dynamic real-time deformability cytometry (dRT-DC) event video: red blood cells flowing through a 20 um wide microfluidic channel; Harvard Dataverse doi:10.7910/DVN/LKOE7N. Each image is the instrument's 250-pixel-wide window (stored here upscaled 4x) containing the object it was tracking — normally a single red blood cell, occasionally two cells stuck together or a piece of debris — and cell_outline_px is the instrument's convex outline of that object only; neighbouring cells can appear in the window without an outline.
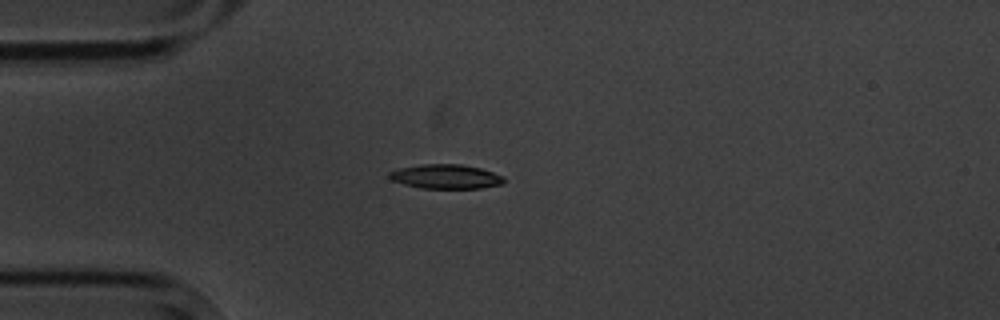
{"species": "common noctule bat (a hibernating species)", "species_latin": "Nyctalus noctula", "temperature_condition": "cold", "stored_images_in_passage": 6, "camera_frame_rate_fps": 3000, "um_per_image_px": 0.085, "animal": {"sex": "male", "body_mass_g": 20.1, "forearm_length_mm": 53.5}, "frame": {"image": 1, "passage_image": 2, "time_ms": 1.333, "image_size_px": [1000, 320], "cell_outline_px": [[504, 184], [480, 188], [420, 188], [404, 184], [392, 180], [388, 176], [388, 172], [400, 168], [420, 164], [460, 164], [480, 168], [504, 176]], "centroid_in_image_um": [37.89, 15.01], "position_along_channel_um": 47.1, "area_um2": 16.24}}
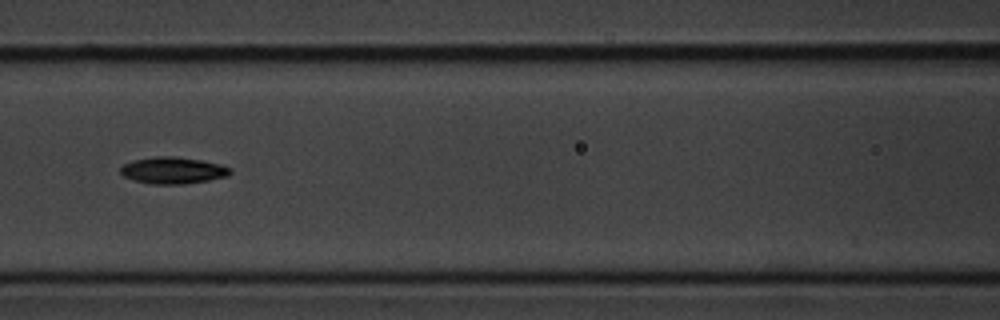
{"frame": {"image": 2, "passage_image": 5, "time_ms": 4.667, "image_size_px": [1000, 320], "cell_outline_px": [[232, 172], [228, 176], [208, 180], [184, 184], [152, 184], [136, 180], [124, 176], [120, 172], [120, 168], [124, 164], [132, 160], [156, 156], [176, 156], [200, 160], [220, 164], [232, 168]], "centroid_in_image_um": [14.72, 14.47], "position_along_channel_um": 151.9, "area_um2": 17.05}}
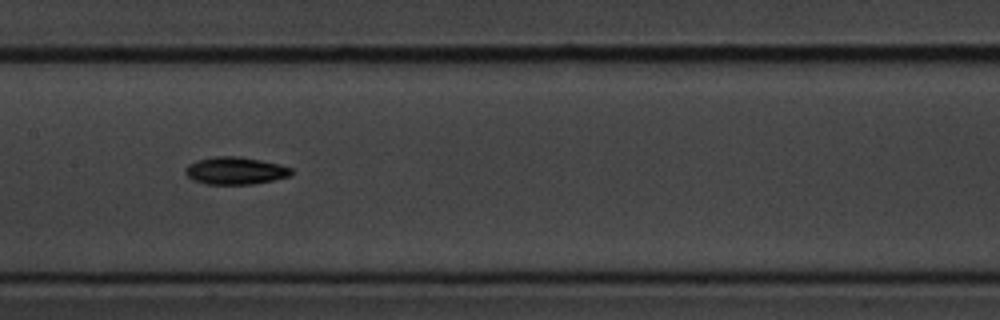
{"frame": {"image": 3, "passage_image": 6, "time_ms": 5.667, "image_size_px": [1000, 320], "cell_outline_px": [[292, 176], [252, 184], [204, 184], [192, 180], [184, 172], [184, 168], [188, 164], [196, 160], [212, 156], [240, 156], [280, 164], [292, 168]], "centroid_in_image_um": [19.97, 14.5], "position_along_channel_um": 187.4, "area_um2": 17.17}}